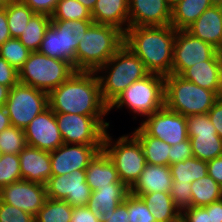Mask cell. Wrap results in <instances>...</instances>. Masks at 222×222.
I'll return each instance as SVG.
<instances>
[{"label":"cell","mask_w":222,"mask_h":222,"mask_svg":"<svg viewBox=\"0 0 222 222\" xmlns=\"http://www.w3.org/2000/svg\"><path fill=\"white\" fill-rule=\"evenodd\" d=\"M139 196L148 205L156 222H167L180 214V211L174 206L170 193L153 192Z\"/></svg>","instance_id":"f1b7e54d"},{"label":"cell","mask_w":222,"mask_h":222,"mask_svg":"<svg viewBox=\"0 0 222 222\" xmlns=\"http://www.w3.org/2000/svg\"><path fill=\"white\" fill-rule=\"evenodd\" d=\"M26 143L43 151L52 152L64 144L55 113L48 106L25 128Z\"/></svg>","instance_id":"e0dca14e"},{"label":"cell","mask_w":222,"mask_h":222,"mask_svg":"<svg viewBox=\"0 0 222 222\" xmlns=\"http://www.w3.org/2000/svg\"><path fill=\"white\" fill-rule=\"evenodd\" d=\"M74 66L61 59L31 52L19 72V83L32 86L48 94L66 81L74 72Z\"/></svg>","instance_id":"8992f818"},{"label":"cell","mask_w":222,"mask_h":222,"mask_svg":"<svg viewBox=\"0 0 222 222\" xmlns=\"http://www.w3.org/2000/svg\"><path fill=\"white\" fill-rule=\"evenodd\" d=\"M102 149L113 162L120 181L130 188L147 164L139 140L133 134H127L114 142L106 131Z\"/></svg>","instance_id":"ba28073f"},{"label":"cell","mask_w":222,"mask_h":222,"mask_svg":"<svg viewBox=\"0 0 222 222\" xmlns=\"http://www.w3.org/2000/svg\"><path fill=\"white\" fill-rule=\"evenodd\" d=\"M51 20H92L91 12L77 0H59Z\"/></svg>","instance_id":"e575fe53"},{"label":"cell","mask_w":222,"mask_h":222,"mask_svg":"<svg viewBox=\"0 0 222 222\" xmlns=\"http://www.w3.org/2000/svg\"><path fill=\"white\" fill-rule=\"evenodd\" d=\"M91 17L96 24L114 26L125 33L129 27V0H97Z\"/></svg>","instance_id":"7402d4cb"},{"label":"cell","mask_w":222,"mask_h":222,"mask_svg":"<svg viewBox=\"0 0 222 222\" xmlns=\"http://www.w3.org/2000/svg\"><path fill=\"white\" fill-rule=\"evenodd\" d=\"M207 172L220 186H222V156L207 161Z\"/></svg>","instance_id":"681fc988"},{"label":"cell","mask_w":222,"mask_h":222,"mask_svg":"<svg viewBox=\"0 0 222 222\" xmlns=\"http://www.w3.org/2000/svg\"><path fill=\"white\" fill-rule=\"evenodd\" d=\"M48 106L47 92L21 83L10 89L5 103L11 125L21 129H24Z\"/></svg>","instance_id":"30bf717a"},{"label":"cell","mask_w":222,"mask_h":222,"mask_svg":"<svg viewBox=\"0 0 222 222\" xmlns=\"http://www.w3.org/2000/svg\"><path fill=\"white\" fill-rule=\"evenodd\" d=\"M50 23L51 16L42 13H34L26 28L18 37L19 41L23 43L29 51H38Z\"/></svg>","instance_id":"f546056e"},{"label":"cell","mask_w":222,"mask_h":222,"mask_svg":"<svg viewBox=\"0 0 222 222\" xmlns=\"http://www.w3.org/2000/svg\"><path fill=\"white\" fill-rule=\"evenodd\" d=\"M92 12L97 0H77Z\"/></svg>","instance_id":"11a10c76"},{"label":"cell","mask_w":222,"mask_h":222,"mask_svg":"<svg viewBox=\"0 0 222 222\" xmlns=\"http://www.w3.org/2000/svg\"><path fill=\"white\" fill-rule=\"evenodd\" d=\"M12 0H0V6L4 7L7 3H9Z\"/></svg>","instance_id":"91938a15"},{"label":"cell","mask_w":222,"mask_h":222,"mask_svg":"<svg viewBox=\"0 0 222 222\" xmlns=\"http://www.w3.org/2000/svg\"><path fill=\"white\" fill-rule=\"evenodd\" d=\"M213 126L216 128V132L222 139V99H218L216 103L207 113Z\"/></svg>","instance_id":"c3c4849f"},{"label":"cell","mask_w":222,"mask_h":222,"mask_svg":"<svg viewBox=\"0 0 222 222\" xmlns=\"http://www.w3.org/2000/svg\"><path fill=\"white\" fill-rule=\"evenodd\" d=\"M2 155H3V153H2L1 148H0V159H1Z\"/></svg>","instance_id":"be15d7a7"},{"label":"cell","mask_w":222,"mask_h":222,"mask_svg":"<svg viewBox=\"0 0 222 222\" xmlns=\"http://www.w3.org/2000/svg\"><path fill=\"white\" fill-rule=\"evenodd\" d=\"M218 99L216 92L202 88L179 75L171 73L164 77V106L170 111L185 117L207 114Z\"/></svg>","instance_id":"5b68a950"},{"label":"cell","mask_w":222,"mask_h":222,"mask_svg":"<svg viewBox=\"0 0 222 222\" xmlns=\"http://www.w3.org/2000/svg\"><path fill=\"white\" fill-rule=\"evenodd\" d=\"M10 126H12V125H11L10 118L7 114L6 108H5V106H0V133L4 129H6Z\"/></svg>","instance_id":"f5cc1de1"},{"label":"cell","mask_w":222,"mask_h":222,"mask_svg":"<svg viewBox=\"0 0 222 222\" xmlns=\"http://www.w3.org/2000/svg\"><path fill=\"white\" fill-rule=\"evenodd\" d=\"M93 23V20H51L38 52L66 60L75 68L77 46Z\"/></svg>","instance_id":"52a82bcc"},{"label":"cell","mask_w":222,"mask_h":222,"mask_svg":"<svg viewBox=\"0 0 222 222\" xmlns=\"http://www.w3.org/2000/svg\"><path fill=\"white\" fill-rule=\"evenodd\" d=\"M73 207L66 201L47 198L35 215V222H70Z\"/></svg>","instance_id":"836d02e7"},{"label":"cell","mask_w":222,"mask_h":222,"mask_svg":"<svg viewBox=\"0 0 222 222\" xmlns=\"http://www.w3.org/2000/svg\"><path fill=\"white\" fill-rule=\"evenodd\" d=\"M187 222H209V211L205 207L192 206L182 212Z\"/></svg>","instance_id":"7dc6e473"},{"label":"cell","mask_w":222,"mask_h":222,"mask_svg":"<svg viewBox=\"0 0 222 222\" xmlns=\"http://www.w3.org/2000/svg\"><path fill=\"white\" fill-rule=\"evenodd\" d=\"M171 6L166 0H129V27L167 26Z\"/></svg>","instance_id":"d6986e66"},{"label":"cell","mask_w":222,"mask_h":222,"mask_svg":"<svg viewBox=\"0 0 222 222\" xmlns=\"http://www.w3.org/2000/svg\"><path fill=\"white\" fill-rule=\"evenodd\" d=\"M186 31L216 47L222 34V5L214 4L206 9Z\"/></svg>","instance_id":"cb8c5ba5"},{"label":"cell","mask_w":222,"mask_h":222,"mask_svg":"<svg viewBox=\"0 0 222 222\" xmlns=\"http://www.w3.org/2000/svg\"><path fill=\"white\" fill-rule=\"evenodd\" d=\"M172 183H192L208 175L207 162L195 157L169 165Z\"/></svg>","instance_id":"1f68e13d"},{"label":"cell","mask_w":222,"mask_h":222,"mask_svg":"<svg viewBox=\"0 0 222 222\" xmlns=\"http://www.w3.org/2000/svg\"><path fill=\"white\" fill-rule=\"evenodd\" d=\"M180 0H166V2L172 7L174 6L177 2H179Z\"/></svg>","instance_id":"680465c9"},{"label":"cell","mask_w":222,"mask_h":222,"mask_svg":"<svg viewBox=\"0 0 222 222\" xmlns=\"http://www.w3.org/2000/svg\"><path fill=\"white\" fill-rule=\"evenodd\" d=\"M186 121L193 157L207 162L222 156V139L207 114L188 116Z\"/></svg>","instance_id":"7c38bea8"},{"label":"cell","mask_w":222,"mask_h":222,"mask_svg":"<svg viewBox=\"0 0 222 222\" xmlns=\"http://www.w3.org/2000/svg\"><path fill=\"white\" fill-rule=\"evenodd\" d=\"M169 165L185 161L193 157L192 147L189 138L181 143L170 147Z\"/></svg>","instance_id":"b9f144b4"},{"label":"cell","mask_w":222,"mask_h":222,"mask_svg":"<svg viewBox=\"0 0 222 222\" xmlns=\"http://www.w3.org/2000/svg\"><path fill=\"white\" fill-rule=\"evenodd\" d=\"M192 206L205 207L222 199V186L206 175L191 183Z\"/></svg>","instance_id":"4dcf8cb0"},{"label":"cell","mask_w":222,"mask_h":222,"mask_svg":"<svg viewBox=\"0 0 222 222\" xmlns=\"http://www.w3.org/2000/svg\"><path fill=\"white\" fill-rule=\"evenodd\" d=\"M48 104L54 113L92 116L106 130L109 127L104 120L108 106L102 100L99 80L93 71H75L48 94Z\"/></svg>","instance_id":"6da1fadb"},{"label":"cell","mask_w":222,"mask_h":222,"mask_svg":"<svg viewBox=\"0 0 222 222\" xmlns=\"http://www.w3.org/2000/svg\"><path fill=\"white\" fill-rule=\"evenodd\" d=\"M26 145L24 129L10 126L0 133V148L3 154H19Z\"/></svg>","instance_id":"8d00e7d4"},{"label":"cell","mask_w":222,"mask_h":222,"mask_svg":"<svg viewBox=\"0 0 222 222\" xmlns=\"http://www.w3.org/2000/svg\"><path fill=\"white\" fill-rule=\"evenodd\" d=\"M213 2H214L215 4H221V5H222V0H213Z\"/></svg>","instance_id":"6125c7cd"},{"label":"cell","mask_w":222,"mask_h":222,"mask_svg":"<svg viewBox=\"0 0 222 222\" xmlns=\"http://www.w3.org/2000/svg\"><path fill=\"white\" fill-rule=\"evenodd\" d=\"M47 200L44 184L19 180L0 189V201L35 217Z\"/></svg>","instance_id":"2e32d148"},{"label":"cell","mask_w":222,"mask_h":222,"mask_svg":"<svg viewBox=\"0 0 222 222\" xmlns=\"http://www.w3.org/2000/svg\"><path fill=\"white\" fill-rule=\"evenodd\" d=\"M127 106L131 112L148 116L164 107V76L149 73L146 77L129 85L108 107Z\"/></svg>","instance_id":"9c48e42d"},{"label":"cell","mask_w":222,"mask_h":222,"mask_svg":"<svg viewBox=\"0 0 222 222\" xmlns=\"http://www.w3.org/2000/svg\"><path fill=\"white\" fill-rule=\"evenodd\" d=\"M10 88L8 86L0 84V106H5L8 100Z\"/></svg>","instance_id":"db71d44e"},{"label":"cell","mask_w":222,"mask_h":222,"mask_svg":"<svg viewBox=\"0 0 222 222\" xmlns=\"http://www.w3.org/2000/svg\"><path fill=\"white\" fill-rule=\"evenodd\" d=\"M95 73L102 100L108 107L129 85L149 74L144 63L125 44Z\"/></svg>","instance_id":"3957f363"},{"label":"cell","mask_w":222,"mask_h":222,"mask_svg":"<svg viewBox=\"0 0 222 222\" xmlns=\"http://www.w3.org/2000/svg\"><path fill=\"white\" fill-rule=\"evenodd\" d=\"M124 45V33L110 25L93 23L75 53L76 71H93L103 66Z\"/></svg>","instance_id":"277c9868"},{"label":"cell","mask_w":222,"mask_h":222,"mask_svg":"<svg viewBox=\"0 0 222 222\" xmlns=\"http://www.w3.org/2000/svg\"><path fill=\"white\" fill-rule=\"evenodd\" d=\"M12 38L9 32L8 21L6 17V10L0 8V46L8 39Z\"/></svg>","instance_id":"816d5d0a"},{"label":"cell","mask_w":222,"mask_h":222,"mask_svg":"<svg viewBox=\"0 0 222 222\" xmlns=\"http://www.w3.org/2000/svg\"><path fill=\"white\" fill-rule=\"evenodd\" d=\"M21 180L18 154H3L0 159V189Z\"/></svg>","instance_id":"74e56055"},{"label":"cell","mask_w":222,"mask_h":222,"mask_svg":"<svg viewBox=\"0 0 222 222\" xmlns=\"http://www.w3.org/2000/svg\"><path fill=\"white\" fill-rule=\"evenodd\" d=\"M167 222H187L186 218L183 216L182 213H180L175 218L168 220Z\"/></svg>","instance_id":"6f0895ef"},{"label":"cell","mask_w":222,"mask_h":222,"mask_svg":"<svg viewBox=\"0 0 222 222\" xmlns=\"http://www.w3.org/2000/svg\"><path fill=\"white\" fill-rule=\"evenodd\" d=\"M0 222H35L34 216L0 201Z\"/></svg>","instance_id":"60d3db41"},{"label":"cell","mask_w":222,"mask_h":222,"mask_svg":"<svg viewBox=\"0 0 222 222\" xmlns=\"http://www.w3.org/2000/svg\"><path fill=\"white\" fill-rule=\"evenodd\" d=\"M103 145L63 144L50 152L51 175H68L86 169Z\"/></svg>","instance_id":"ac0fdd59"},{"label":"cell","mask_w":222,"mask_h":222,"mask_svg":"<svg viewBox=\"0 0 222 222\" xmlns=\"http://www.w3.org/2000/svg\"><path fill=\"white\" fill-rule=\"evenodd\" d=\"M214 4L213 0H180L171 7L170 25L176 30H186Z\"/></svg>","instance_id":"4316f807"},{"label":"cell","mask_w":222,"mask_h":222,"mask_svg":"<svg viewBox=\"0 0 222 222\" xmlns=\"http://www.w3.org/2000/svg\"><path fill=\"white\" fill-rule=\"evenodd\" d=\"M101 222H130L128 216L127 205L122 202L114 211H108L100 216Z\"/></svg>","instance_id":"f6af8a7d"},{"label":"cell","mask_w":222,"mask_h":222,"mask_svg":"<svg viewBox=\"0 0 222 222\" xmlns=\"http://www.w3.org/2000/svg\"><path fill=\"white\" fill-rule=\"evenodd\" d=\"M70 222H101L100 216L90 211L87 206L73 207Z\"/></svg>","instance_id":"bcb514c9"},{"label":"cell","mask_w":222,"mask_h":222,"mask_svg":"<svg viewBox=\"0 0 222 222\" xmlns=\"http://www.w3.org/2000/svg\"><path fill=\"white\" fill-rule=\"evenodd\" d=\"M129 194V188L123 183H111V187L92 191L87 207L99 216L114 211Z\"/></svg>","instance_id":"484cf974"},{"label":"cell","mask_w":222,"mask_h":222,"mask_svg":"<svg viewBox=\"0 0 222 222\" xmlns=\"http://www.w3.org/2000/svg\"><path fill=\"white\" fill-rule=\"evenodd\" d=\"M21 180L46 184L51 177L50 152L26 145L18 154Z\"/></svg>","instance_id":"ffe728a7"},{"label":"cell","mask_w":222,"mask_h":222,"mask_svg":"<svg viewBox=\"0 0 222 222\" xmlns=\"http://www.w3.org/2000/svg\"><path fill=\"white\" fill-rule=\"evenodd\" d=\"M139 128L146 135L163 140L171 146L188 139L186 117L165 106L146 116Z\"/></svg>","instance_id":"5bb4252c"},{"label":"cell","mask_w":222,"mask_h":222,"mask_svg":"<svg viewBox=\"0 0 222 222\" xmlns=\"http://www.w3.org/2000/svg\"><path fill=\"white\" fill-rule=\"evenodd\" d=\"M209 211V222H222V199L205 206Z\"/></svg>","instance_id":"f907efd6"},{"label":"cell","mask_w":222,"mask_h":222,"mask_svg":"<svg viewBox=\"0 0 222 222\" xmlns=\"http://www.w3.org/2000/svg\"><path fill=\"white\" fill-rule=\"evenodd\" d=\"M12 38H18L26 28L34 12L21 0H12L4 7Z\"/></svg>","instance_id":"d6a6232c"},{"label":"cell","mask_w":222,"mask_h":222,"mask_svg":"<svg viewBox=\"0 0 222 222\" xmlns=\"http://www.w3.org/2000/svg\"><path fill=\"white\" fill-rule=\"evenodd\" d=\"M216 55L222 60V34L218 45L215 47Z\"/></svg>","instance_id":"9f6ffc18"},{"label":"cell","mask_w":222,"mask_h":222,"mask_svg":"<svg viewBox=\"0 0 222 222\" xmlns=\"http://www.w3.org/2000/svg\"><path fill=\"white\" fill-rule=\"evenodd\" d=\"M55 117L65 144L103 145L107 130L94 117L71 113Z\"/></svg>","instance_id":"8fae6325"},{"label":"cell","mask_w":222,"mask_h":222,"mask_svg":"<svg viewBox=\"0 0 222 222\" xmlns=\"http://www.w3.org/2000/svg\"><path fill=\"white\" fill-rule=\"evenodd\" d=\"M172 182L169 166L147 163L141 175L129 188V193L136 196L153 192L170 193Z\"/></svg>","instance_id":"44dd1931"},{"label":"cell","mask_w":222,"mask_h":222,"mask_svg":"<svg viewBox=\"0 0 222 222\" xmlns=\"http://www.w3.org/2000/svg\"><path fill=\"white\" fill-rule=\"evenodd\" d=\"M132 134L139 140L146 163L169 166L170 147L168 143L153 136L146 135L139 127Z\"/></svg>","instance_id":"83f0119b"},{"label":"cell","mask_w":222,"mask_h":222,"mask_svg":"<svg viewBox=\"0 0 222 222\" xmlns=\"http://www.w3.org/2000/svg\"><path fill=\"white\" fill-rule=\"evenodd\" d=\"M219 98L222 99V78H221V89H220V92H219Z\"/></svg>","instance_id":"94428289"},{"label":"cell","mask_w":222,"mask_h":222,"mask_svg":"<svg viewBox=\"0 0 222 222\" xmlns=\"http://www.w3.org/2000/svg\"><path fill=\"white\" fill-rule=\"evenodd\" d=\"M123 202L127 205L130 222H156L148 205L140 196L129 193Z\"/></svg>","instance_id":"f35d334b"},{"label":"cell","mask_w":222,"mask_h":222,"mask_svg":"<svg viewBox=\"0 0 222 222\" xmlns=\"http://www.w3.org/2000/svg\"><path fill=\"white\" fill-rule=\"evenodd\" d=\"M215 54L216 49L210 43L192 36L186 30H176L172 74L180 76L186 69L210 60Z\"/></svg>","instance_id":"9a60e30c"},{"label":"cell","mask_w":222,"mask_h":222,"mask_svg":"<svg viewBox=\"0 0 222 222\" xmlns=\"http://www.w3.org/2000/svg\"><path fill=\"white\" fill-rule=\"evenodd\" d=\"M170 195L180 213L192 207L191 183H172Z\"/></svg>","instance_id":"ab89813d"},{"label":"cell","mask_w":222,"mask_h":222,"mask_svg":"<svg viewBox=\"0 0 222 222\" xmlns=\"http://www.w3.org/2000/svg\"><path fill=\"white\" fill-rule=\"evenodd\" d=\"M45 187L47 198L66 201L72 207L87 206L92 192L86 182L85 169L74 170L68 175H51Z\"/></svg>","instance_id":"4fadbf2b"},{"label":"cell","mask_w":222,"mask_h":222,"mask_svg":"<svg viewBox=\"0 0 222 222\" xmlns=\"http://www.w3.org/2000/svg\"><path fill=\"white\" fill-rule=\"evenodd\" d=\"M180 76L219 95L222 78V60L215 54L210 60L196 63L186 69Z\"/></svg>","instance_id":"603a6c76"},{"label":"cell","mask_w":222,"mask_h":222,"mask_svg":"<svg viewBox=\"0 0 222 222\" xmlns=\"http://www.w3.org/2000/svg\"><path fill=\"white\" fill-rule=\"evenodd\" d=\"M176 29L171 26L128 27L124 44L144 63L149 73L167 76L172 73Z\"/></svg>","instance_id":"7a4b0ae2"},{"label":"cell","mask_w":222,"mask_h":222,"mask_svg":"<svg viewBox=\"0 0 222 222\" xmlns=\"http://www.w3.org/2000/svg\"><path fill=\"white\" fill-rule=\"evenodd\" d=\"M19 83V72L0 57V84L10 89Z\"/></svg>","instance_id":"7bdbcfd3"},{"label":"cell","mask_w":222,"mask_h":222,"mask_svg":"<svg viewBox=\"0 0 222 222\" xmlns=\"http://www.w3.org/2000/svg\"><path fill=\"white\" fill-rule=\"evenodd\" d=\"M30 53L31 51L18 38H10L0 46V57L5 59L17 71L23 67Z\"/></svg>","instance_id":"d590c367"},{"label":"cell","mask_w":222,"mask_h":222,"mask_svg":"<svg viewBox=\"0 0 222 222\" xmlns=\"http://www.w3.org/2000/svg\"><path fill=\"white\" fill-rule=\"evenodd\" d=\"M85 171L86 182L92 191L111 187V183H122L113 162L103 149L90 161Z\"/></svg>","instance_id":"d4e9b609"},{"label":"cell","mask_w":222,"mask_h":222,"mask_svg":"<svg viewBox=\"0 0 222 222\" xmlns=\"http://www.w3.org/2000/svg\"><path fill=\"white\" fill-rule=\"evenodd\" d=\"M34 13H42L51 16L54 13L59 0H21Z\"/></svg>","instance_id":"ee69618b"}]
</instances>
